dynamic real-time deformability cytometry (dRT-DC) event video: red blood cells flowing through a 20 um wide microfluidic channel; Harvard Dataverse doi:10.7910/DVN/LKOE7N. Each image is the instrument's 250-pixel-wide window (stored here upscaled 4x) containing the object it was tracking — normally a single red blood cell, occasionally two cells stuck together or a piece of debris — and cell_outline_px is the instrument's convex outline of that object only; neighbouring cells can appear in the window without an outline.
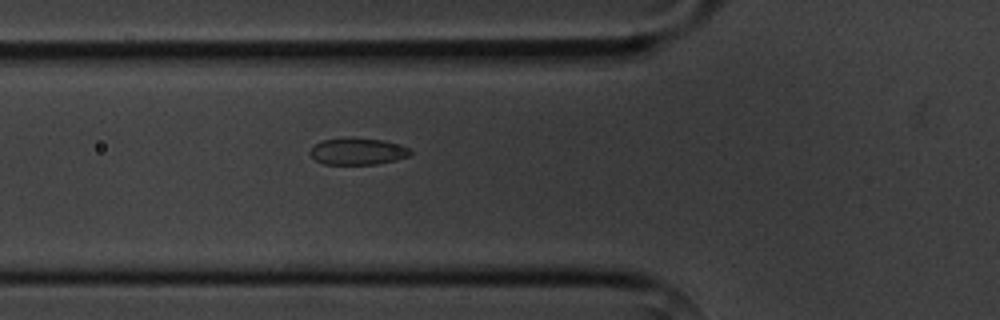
{"species": "common noctule bat (a hibernating species)", "species_latin": "Nyctalus noctula", "temperature_condition": "cold", "stored_images_in_passage": 4, "camera_frame_rate_fps": 3000, "um_per_image_px": 0.085, "animal": {"sex": "male", "body_mass_g": 20.1, "forearm_length_mm": 53.5}, "frame": {"image": 1, "passage_image": 4, "time_ms": 4.333, "image_size_px": [1000, 320], "cell_outline_px": [[412, 152], [408, 156], [396, 160], [376, 164], [324, 164], [316, 160], [308, 152], [316, 144], [324, 140], [348, 136], [352, 136], [384, 140], [408, 148]], "centroid_in_image_um": [30.39, 12.85], "position_along_channel_um": 95.4, "area_um2": 15.72}}